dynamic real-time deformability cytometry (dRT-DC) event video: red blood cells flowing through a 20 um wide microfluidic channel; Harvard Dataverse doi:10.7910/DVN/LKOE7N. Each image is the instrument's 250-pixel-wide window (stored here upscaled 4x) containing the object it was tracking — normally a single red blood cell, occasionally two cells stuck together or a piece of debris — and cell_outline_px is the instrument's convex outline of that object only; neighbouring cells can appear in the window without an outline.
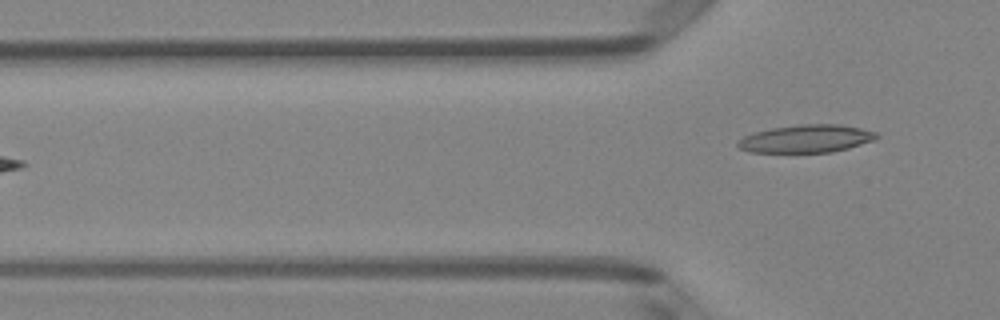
{"species": "Egyptian fruit bat (a non-hibernating species)", "species_latin": "Rousettus aegyptiacus", "temperature_condition": "room temperature", "stored_images_in_passage": 4, "camera_frame_rate_fps": 3000, "um_per_image_px": 0.085, "animal": {"sex": "female"}, "frame": {"image": 1, "passage_image": 4, "time_ms": 1.0, "image_size_px": [1000, 320], "cell_outline_px": [[880, 136], [872, 140], [848, 148], [832, 152], [752, 152], [740, 148], [736, 144], [744, 136], [752, 132], [772, 128], [804, 124], [840, 124], [860, 128], [876, 132]], "centroid_in_image_um": [68.53, 11.78], "position_along_channel_um": 57.3, "area_um2": 22.25}}